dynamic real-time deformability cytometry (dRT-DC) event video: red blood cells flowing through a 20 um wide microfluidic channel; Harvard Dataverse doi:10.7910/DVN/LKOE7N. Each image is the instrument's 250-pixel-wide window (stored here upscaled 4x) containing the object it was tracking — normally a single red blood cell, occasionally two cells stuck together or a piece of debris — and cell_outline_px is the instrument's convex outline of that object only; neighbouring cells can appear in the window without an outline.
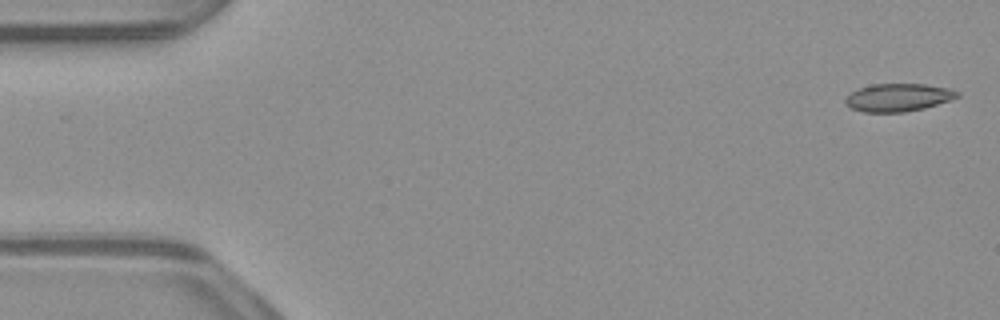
{"species": "common noctule bat (a hibernating species)", "species_latin": "Nyctalus noctula", "temperature_condition": "warm", "stored_images_in_passage": 52, "camera_frame_rate_fps": 3000, "um_per_image_px": 0.085, "animal": {"sex": "male", "body_mass_g": 23.1, "forearm_length_mm": 52.7}, "frame": {"image": 1, "passage_image": 1, "time_ms": 0.0, "image_size_px": [1000, 320], "cell_outline_px": [[960, 96], [924, 108], [904, 112], [864, 112], [852, 108], [844, 104], [844, 100], [848, 92], [872, 84], [924, 84], [952, 88], [960, 92]], "centroid_in_image_um": [76.32, 8.27], "position_along_channel_um": 8.7, "area_um2": 18.26}}
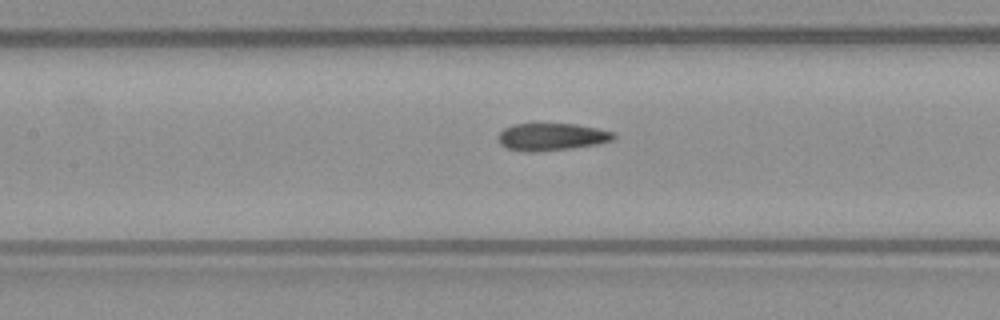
{"frame": {"image": 2, "passage_image": 23, "time_ms": 7.333, "image_size_px": [1000, 320], "cell_outline_px": [[616, 136], [612, 140], [596, 144], [572, 148], [536, 152], [528, 152], [508, 148], [500, 144], [496, 140], [496, 136], [504, 128], [512, 124], [536, 120], [576, 124], [616, 132]], "centroid_in_image_um": [46.82, 11.57], "position_along_channel_um": 160.6, "area_um2": 19.42}}
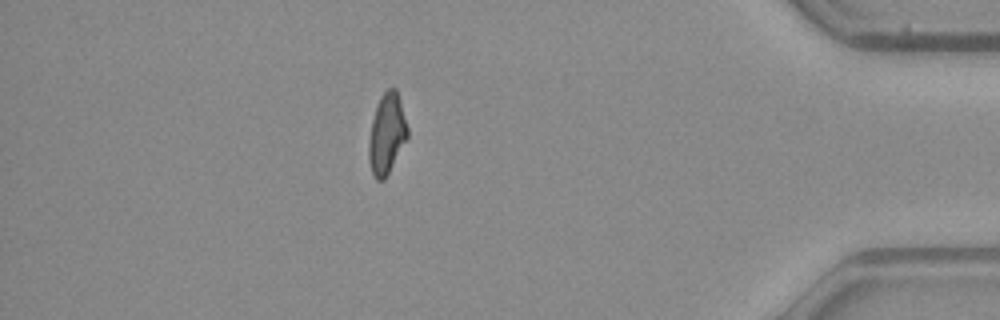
{"frame": {"image": 3, "passage_image": 45, "time_ms": 14.667, "image_size_px": [1000, 320], "cell_outline_px": [[408, 136], [384, 180], [376, 180], [372, 176], [368, 160], [368, 144], [372, 120], [376, 104], [380, 96], [388, 88], [396, 88], [400, 100], [408, 128]], "centroid_in_image_um": [32.85, 11.37], "position_along_channel_um": 402.3, "area_um2": 18.15}, "authors_computed_cell_mechanics": {"area_um2": 18.6983, "velocity_mm_per_s": 3.9484, "shape_relaxation_time_tau1_ms": null, "shape_relaxation_time_tau2_ms": 5.9659, "deformation_change_tau1": null, "deformation_change_tau2": 0.114}}